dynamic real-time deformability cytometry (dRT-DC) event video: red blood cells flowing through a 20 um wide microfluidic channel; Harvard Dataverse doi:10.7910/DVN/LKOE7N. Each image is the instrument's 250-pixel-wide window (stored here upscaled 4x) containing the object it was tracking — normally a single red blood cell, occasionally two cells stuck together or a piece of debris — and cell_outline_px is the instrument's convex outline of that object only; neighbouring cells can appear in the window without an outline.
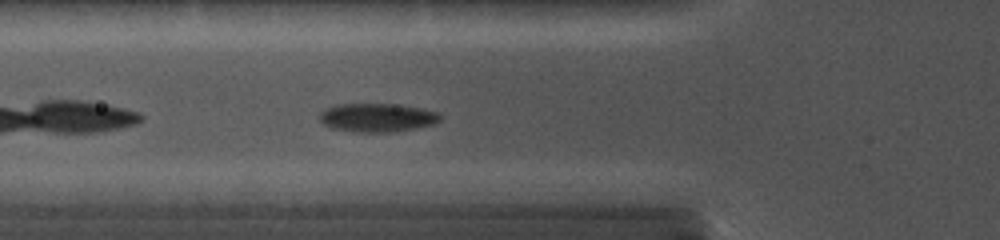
{"species": "common noctule bat (a hibernating species)", "species_latin": "Nyctalus noctula", "temperature_condition": "cold", "stored_images_in_passage": 32, "camera_frame_rate_fps": 5000, "um_per_image_px": 0.085, "animal": {"sex": "female", "body_mass_g": 19.0, "forearm_length_mm": 56.7}, "frame": {"image": 1, "passage_image": 5, "time_ms": 1.6, "image_size_px": [1000, 240], "cell_outline_px": [[440, 120], [432, 124], [416, 128], [396, 132], [352, 132], [328, 128], [320, 120], [320, 112], [328, 108], [340, 104], [388, 104], [420, 108], [436, 112], [440, 116]], "centroid_in_image_um": [32.01, 10.02], "position_along_channel_um": 93.8, "area_um2": 19.94}}
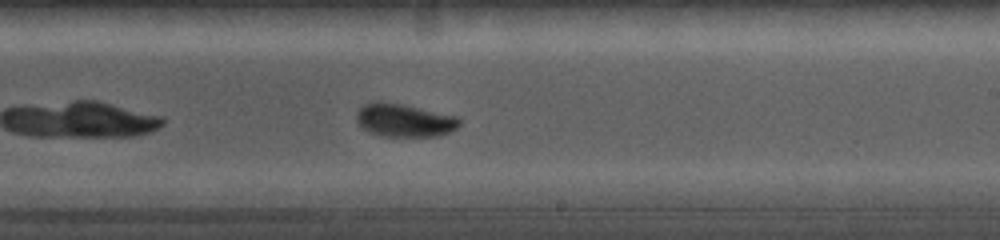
{"frame": {"image": 2, "passage_image": 16, "time_ms": 5.6, "image_size_px": [1000, 240], "cell_outline_px": [[460, 124], [456, 128], [440, 136], [380, 136], [368, 132], [356, 120], [356, 112], [364, 104], [376, 100], [380, 100], [404, 104], [456, 116], [460, 120]], "centroid_in_image_um": [34.33, 10.21], "position_along_channel_um": 254.7, "area_um2": 20.0}}
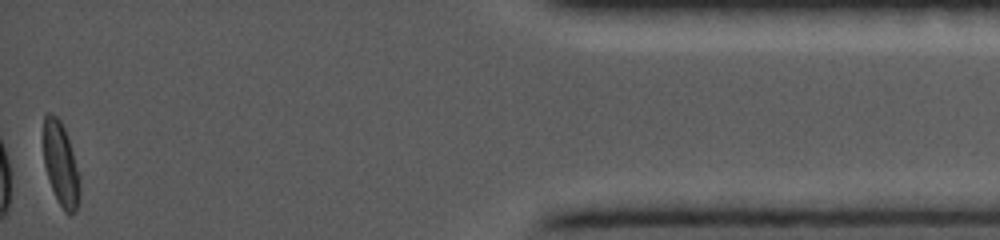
{"frame": {"image": 3, "passage_image": 32, "time_ms": 11.4, "image_size_px": [1000, 240], "cell_outline_px": [[80, 192], [76, 212], [72, 216], [68, 216], [64, 212], [48, 180], [44, 164], [44, 116], [48, 112], [52, 112], [60, 120], [64, 128], [80, 172]], "centroid_in_image_um": [5.19, 14.0], "position_along_channel_um": 430.0, "area_um2": 17.92}}